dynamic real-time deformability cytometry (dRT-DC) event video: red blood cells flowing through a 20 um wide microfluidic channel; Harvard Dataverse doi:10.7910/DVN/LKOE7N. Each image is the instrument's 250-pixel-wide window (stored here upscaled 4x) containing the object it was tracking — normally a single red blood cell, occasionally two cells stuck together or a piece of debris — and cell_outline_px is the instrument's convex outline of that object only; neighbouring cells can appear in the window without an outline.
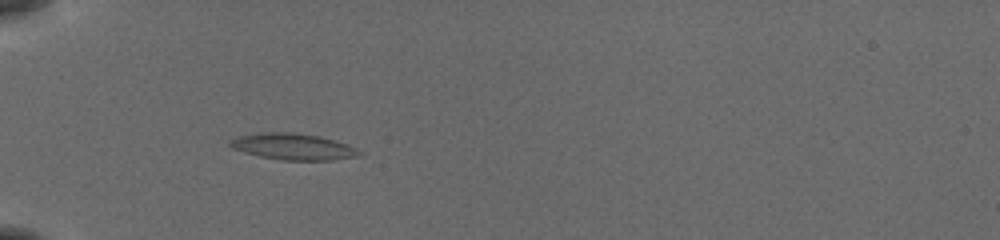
{"species": "common noctule bat (a hibernating species)", "species_latin": "Nyctalus noctula", "temperature_condition": "cold", "stored_images_in_passage": 44, "camera_frame_rate_fps": 3000, "um_per_image_px": 0.085, "animal": {"sex": "female", "body_mass_g": 19.5, "forearm_length_mm": 54.1}, "frame": {"image": 1, "passage_image": 8, "time_ms": 2.333, "image_size_px": [1000, 240], "cell_outline_px": [[360, 152], [356, 156], [332, 160], [280, 160], [260, 156], [244, 152], [232, 148], [228, 144], [236, 136], [260, 132], [292, 132], [316, 136], [348, 144], [356, 148]], "centroid_in_image_um": [24.85, 12.46], "position_along_channel_um": 60.1, "area_um2": 19.59}}
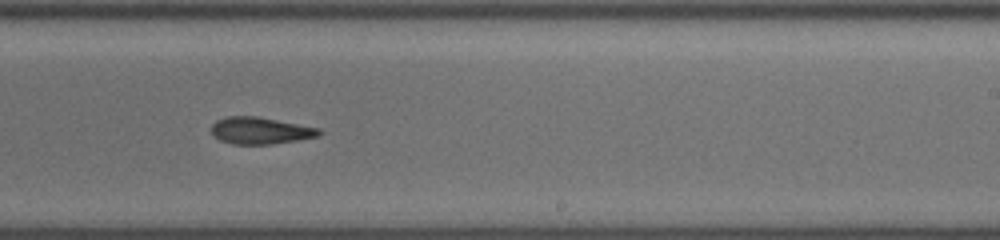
{"frame": {"image": 2, "passage_image": 25, "time_ms": 8.0, "image_size_px": [1000, 240], "cell_outline_px": [[324, 132], [320, 136], [272, 144], [232, 144], [220, 140], [212, 132], [212, 124], [216, 120], [228, 116], [256, 116], [320, 128]], "centroid_in_image_um": [22.16, 11.1], "position_along_channel_um": 266.8, "area_um2": 16.82}}
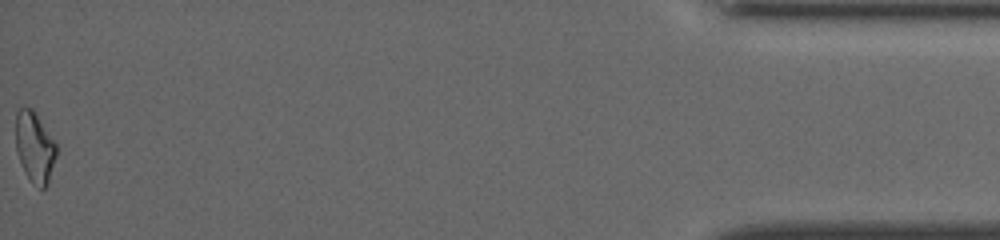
{"frame": {"image": 3, "passage_image": 44, "time_ms": 14.333, "image_size_px": [1000, 240], "cell_outline_px": [[56, 156], [48, 184], [44, 188], [40, 188], [32, 184], [20, 160], [16, 148], [16, 112], [20, 108], [32, 108], [36, 112], [56, 144]], "centroid_in_image_um": [2.96, 12.49], "position_along_channel_um": 432.2, "area_um2": 16.53}, "authors_computed_cell_mechanics": {"area_um2": 17.2244, "velocity_mm_per_s": 3.8792, "shape_relaxation_time_tau1_ms": null, "shape_relaxation_time_tau2_ms": 6.2013, "deformation_change_tau1": null, "deformation_change_tau2": 0.131}}